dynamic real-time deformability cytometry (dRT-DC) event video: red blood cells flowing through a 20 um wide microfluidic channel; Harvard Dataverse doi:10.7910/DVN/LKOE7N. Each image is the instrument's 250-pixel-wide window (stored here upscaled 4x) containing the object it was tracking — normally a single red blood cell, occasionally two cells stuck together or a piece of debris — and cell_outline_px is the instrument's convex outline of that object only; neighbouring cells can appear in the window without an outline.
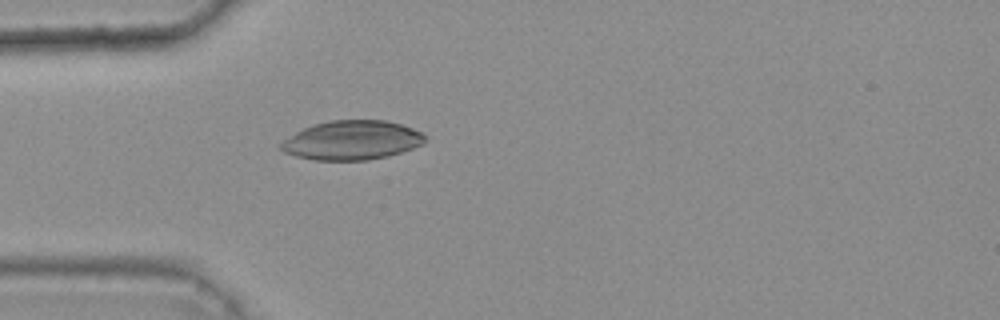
{"species": "common noctule bat (a hibernating species)", "species_latin": "Nyctalus noctula", "temperature_condition": "warm", "stored_images_in_passage": 29, "camera_frame_rate_fps": 3000, "um_per_image_px": 0.085, "animal": {"sex": "female", "body_mass_g": 25.1}, "frame": {"image": 1, "passage_image": 3, "time_ms": 0.667, "image_size_px": [1000, 320], "cell_outline_px": [[424, 144], [388, 156], [368, 160], [316, 160], [296, 156], [284, 152], [280, 148], [280, 144], [284, 140], [296, 132], [304, 128], [328, 120], [388, 120], [424, 132]], "centroid_in_image_um": [29.93, 11.92], "position_along_channel_um": 55.1, "area_um2": 32.77}}
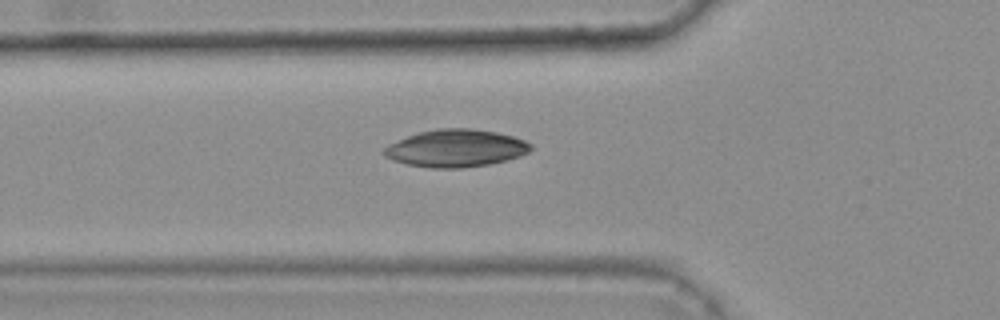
{"frame": {"image": 2, "passage_image": 6, "time_ms": 1.667, "image_size_px": [1000, 320], "cell_outline_px": [[532, 148], [528, 152], [520, 156], [508, 160], [488, 164], [460, 168], [432, 168], [408, 164], [392, 160], [384, 156], [380, 152], [388, 144], [408, 136], [420, 132], [436, 128], [472, 128], [496, 132], [512, 136], [524, 140], [532, 144]], "centroid_in_image_um": [38.73, 12.6], "position_along_channel_um": 87.1, "area_um2": 32.08}}
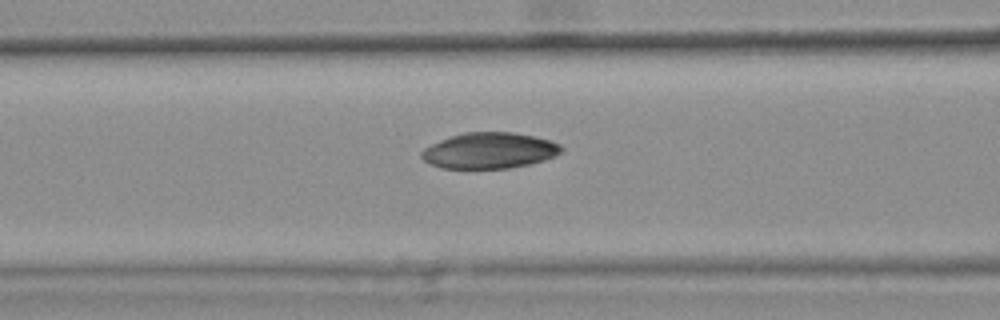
{"frame": {"image": 3, "passage_image": 9, "time_ms": 2.667, "image_size_px": [1000, 320], "cell_outline_px": [[564, 148], [556, 156], [544, 160], [528, 164], [508, 168], [440, 168], [428, 164], [420, 156], [420, 152], [424, 148], [440, 140], [464, 132], [512, 132], [552, 140], [560, 144]], "centroid_in_image_um": [41.59, 12.8], "position_along_channel_um": 125.0, "area_um2": 29.3}}